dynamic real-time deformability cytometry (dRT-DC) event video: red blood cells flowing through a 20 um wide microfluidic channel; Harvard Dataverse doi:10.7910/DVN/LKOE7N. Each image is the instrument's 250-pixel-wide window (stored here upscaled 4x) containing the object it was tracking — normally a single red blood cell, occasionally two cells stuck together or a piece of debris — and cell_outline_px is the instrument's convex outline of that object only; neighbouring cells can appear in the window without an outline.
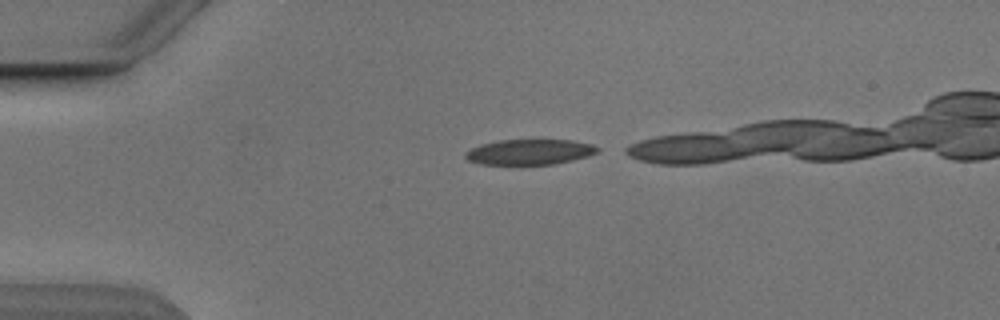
{"species": "Egyptian fruit bat (a non-hibernating species)", "species_latin": "Rousettus aegyptiacus", "temperature_condition": "cold", "stored_images_in_passage": 4, "camera_frame_rate_fps": 3000, "um_per_image_px": 0.085, "animal": {"sex": "male"}, "frame": {"image": 1, "passage_image": 1, "time_ms": 0.0, "image_size_px": [1000, 320], "cell_outline_px": [[600, 152], [588, 156], [572, 160], [552, 164], [480, 164], [468, 160], [464, 156], [464, 152], [480, 144], [500, 140], [572, 140], [592, 144], [600, 148]], "centroid_in_image_um": [45.03, 12.91], "position_along_channel_um": 40.0, "area_um2": 19.54}}